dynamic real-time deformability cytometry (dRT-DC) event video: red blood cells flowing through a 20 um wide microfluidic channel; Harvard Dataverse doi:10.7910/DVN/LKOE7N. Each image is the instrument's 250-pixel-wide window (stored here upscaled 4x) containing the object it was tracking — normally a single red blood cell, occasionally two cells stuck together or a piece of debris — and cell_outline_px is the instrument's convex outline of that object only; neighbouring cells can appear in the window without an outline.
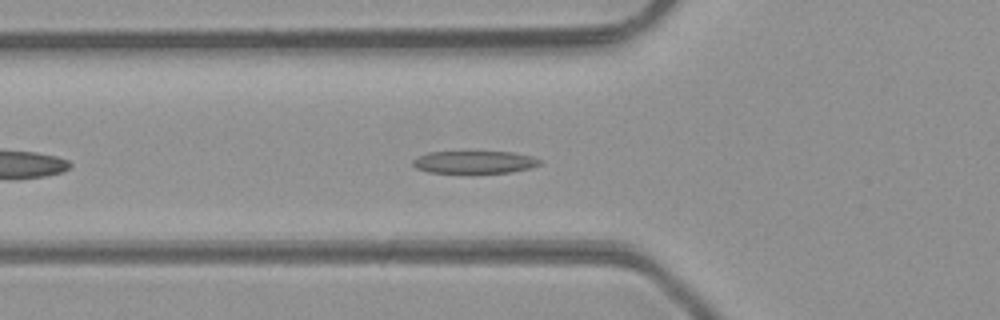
{"species": "common noctule bat (a hibernating species)", "species_latin": "Nyctalus noctula", "temperature_condition": "room temperature", "stored_images_in_passage": 34, "camera_frame_rate_fps": 3000, "um_per_image_px": 0.085, "animal": {"sex": "male", "body_mass_g": 23.1, "forearm_length_mm": 52.7}, "frame": {"image": 1, "passage_image": 4, "time_ms": 1.0, "image_size_px": [1000, 320], "cell_outline_px": [[544, 160], [540, 164], [532, 168], [508, 172], [428, 172], [416, 168], [412, 164], [412, 160], [428, 152], [512, 152], [532, 156]], "centroid_in_image_um": [40.37, 13.77], "position_along_channel_um": 85.4, "area_um2": 16.47}}
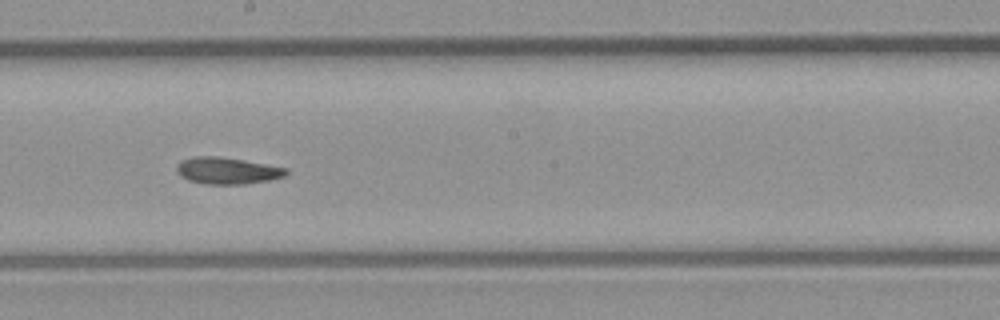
{"frame": {"image": 2, "passage_image": 14, "time_ms": 4.333, "image_size_px": [1000, 320], "cell_outline_px": [[288, 172], [284, 176], [268, 180], [244, 184], [208, 184], [188, 180], [180, 176], [176, 172], [176, 164], [180, 160], [192, 156], [216, 156], [244, 160], [288, 168]], "centroid_in_image_um": [19.26, 14.5], "position_along_channel_um": 228.9, "area_um2": 17.11}}
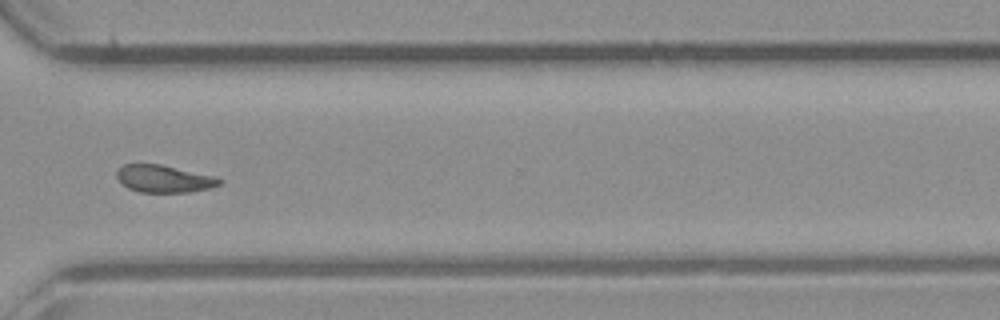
{"frame": {"image": 3, "passage_image": 23, "time_ms": 7.333, "image_size_px": [1000, 320], "cell_outline_px": [[224, 180], [220, 184], [208, 188], [188, 192], [140, 192], [128, 188], [116, 176], [116, 172], [124, 164], [160, 164], [212, 176]], "centroid_in_image_um": [13.92, 15.19], "position_along_channel_um": 356.7, "area_um2": 16.01}, "authors_computed_cell_mechanics": {"area_um2": 16.9065, "velocity_mm_per_s": 4.2656, "shape_relaxation_time_tau1_ms": 4.7646, "shape_relaxation_time_tau2_ms": 3.4281, "deformation_change_tau1": 0.1746, "deformation_change_tau2": 0.1131}}